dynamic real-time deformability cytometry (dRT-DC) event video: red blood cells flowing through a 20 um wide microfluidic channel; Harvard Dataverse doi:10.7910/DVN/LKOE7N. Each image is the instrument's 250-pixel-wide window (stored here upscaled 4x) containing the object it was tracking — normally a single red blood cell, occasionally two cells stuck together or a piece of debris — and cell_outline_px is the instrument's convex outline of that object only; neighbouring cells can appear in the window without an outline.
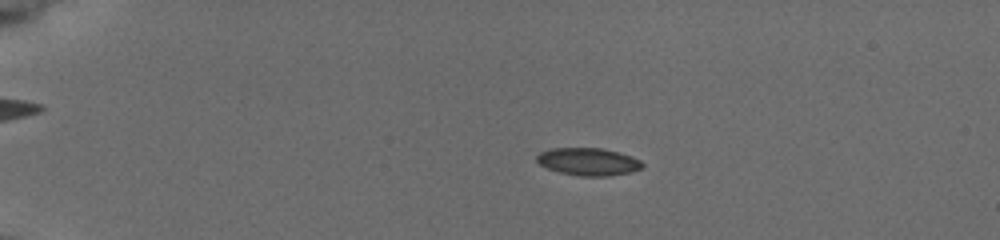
{"species": "common noctule bat (a hibernating species)", "species_latin": "Nyctalus noctula", "temperature_condition": "cold", "stored_images_in_passage": 57, "camera_frame_rate_fps": 3000, "um_per_image_px": 0.085, "animal": {"sex": "female", "body_mass_g": 19.5, "forearm_length_mm": 54.1}, "frame": {"image": 1, "passage_image": 14, "time_ms": 4.333, "image_size_px": [1000, 240], "cell_outline_px": [[644, 168], [632, 172], [608, 176], [580, 176], [560, 172], [548, 168], [540, 164], [536, 160], [536, 156], [540, 152], [552, 148], [604, 148], [632, 156], [640, 160], [644, 164]], "centroid_in_image_um": [50.05, 13.74], "position_along_channel_um": 35.0, "area_um2": 17.05}}
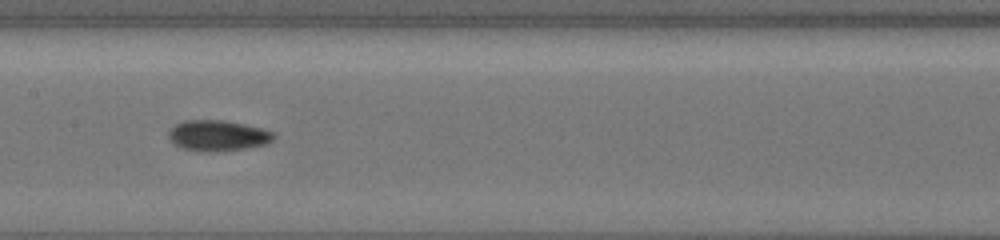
{"frame": {"image": 2, "passage_image": 32, "time_ms": 10.333, "image_size_px": [1000, 240], "cell_outline_px": [[276, 136], [268, 144], [244, 148], [216, 152], [196, 152], [184, 148], [176, 144], [168, 136], [168, 132], [176, 124], [184, 120], [224, 120], [244, 124], [276, 132]], "centroid_in_image_um": [18.54, 11.53], "position_along_channel_um": 188.9, "area_um2": 18.9}}
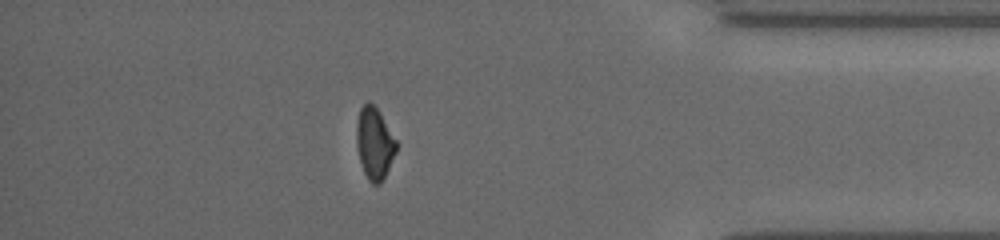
{"frame": {"image": 3, "passage_image": 51, "time_ms": 16.667, "image_size_px": [1000, 240], "cell_outline_px": [[400, 144], [380, 184], [372, 184], [368, 180], [364, 172], [360, 160], [356, 144], [356, 124], [360, 108], [368, 100], [380, 112]], "centroid_in_image_um": [31.85, 12.15], "position_along_channel_um": 403.4, "area_um2": 16.82}, "authors_computed_cell_mechanics": {"area_um2": 17.34, "velocity_mm_per_s": 3.7851, "shape_relaxation_time_tau1_ms": 6.1784, "shape_relaxation_time_tau2_ms": 3.0683, "deformation_change_tau1": 0.1277, "deformation_change_tau2": 0.0637}}